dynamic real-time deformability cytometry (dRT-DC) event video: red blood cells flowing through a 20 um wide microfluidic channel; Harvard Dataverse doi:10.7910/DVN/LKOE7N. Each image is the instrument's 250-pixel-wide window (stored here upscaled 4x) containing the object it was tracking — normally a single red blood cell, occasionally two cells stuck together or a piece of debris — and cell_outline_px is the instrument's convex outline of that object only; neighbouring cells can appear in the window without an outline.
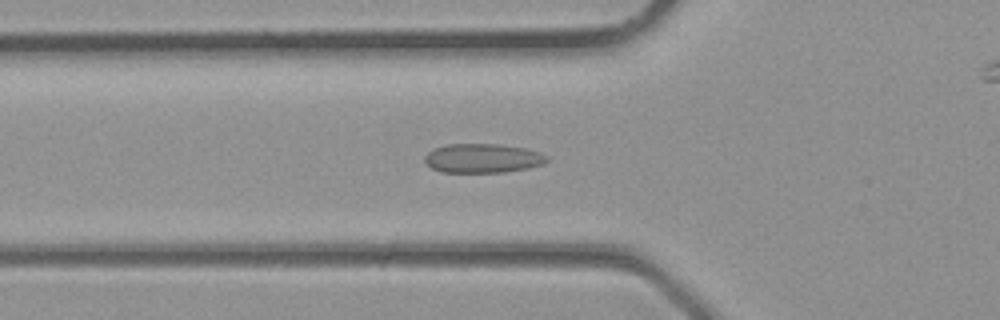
{"species": "common noctule bat (a hibernating species)", "species_latin": "Nyctalus noctula", "temperature_condition": "room temperature", "stored_images_in_passage": 2, "camera_frame_rate_fps": 3000, "um_per_image_px": 0.085, "animal": {"sex": "male", "body_mass_g": 23.1, "forearm_length_mm": 52.7}, "frame": {"image": 1, "passage_image": 2, "time_ms": 0.333, "image_size_px": [1000, 320], "cell_outline_px": [[548, 160], [540, 164], [528, 168], [504, 172], [440, 172], [432, 168], [424, 160], [424, 156], [428, 152], [444, 144], [496, 144], [524, 148], [540, 152], [548, 156]], "centroid_in_image_um": [41.01, 13.45], "position_along_channel_um": 84.8, "area_um2": 20.63}}